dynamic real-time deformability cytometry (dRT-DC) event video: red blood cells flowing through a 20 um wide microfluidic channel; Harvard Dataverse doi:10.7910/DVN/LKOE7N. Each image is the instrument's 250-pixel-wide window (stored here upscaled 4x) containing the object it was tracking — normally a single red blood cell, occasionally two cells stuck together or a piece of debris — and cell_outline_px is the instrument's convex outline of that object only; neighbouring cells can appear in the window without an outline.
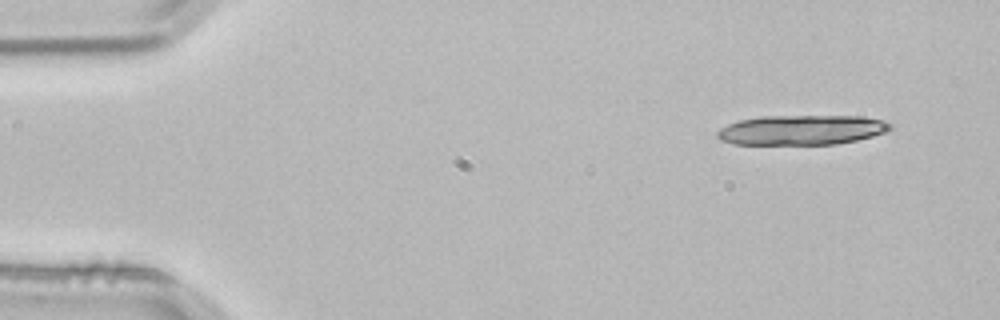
{"species": "common noctule bat (a hibernating species)", "species_latin": "Nyctalus noctula", "temperature_condition": "room temperature", "stored_images_in_passage": 3, "camera_frame_rate_fps": 3000, "um_per_image_px": 0.085, "animal": {"sex": "male", "body_mass_g": 21.5, "forearm_length_mm": 52.0}, "frame": {"image": 1, "passage_image": 1, "time_ms": 0.0, "image_size_px": [1000, 320], "cell_outline_px": [[892, 128], [884, 132], [872, 136], [856, 140], [836, 144], [732, 144], [720, 140], [716, 136], [716, 132], [720, 128], [728, 124], [740, 120], [760, 116], [860, 116], [884, 120], [892, 124]], "centroid_in_image_um": [68.12, 11.04], "position_along_channel_um": 16.9, "area_um2": 30.11}}